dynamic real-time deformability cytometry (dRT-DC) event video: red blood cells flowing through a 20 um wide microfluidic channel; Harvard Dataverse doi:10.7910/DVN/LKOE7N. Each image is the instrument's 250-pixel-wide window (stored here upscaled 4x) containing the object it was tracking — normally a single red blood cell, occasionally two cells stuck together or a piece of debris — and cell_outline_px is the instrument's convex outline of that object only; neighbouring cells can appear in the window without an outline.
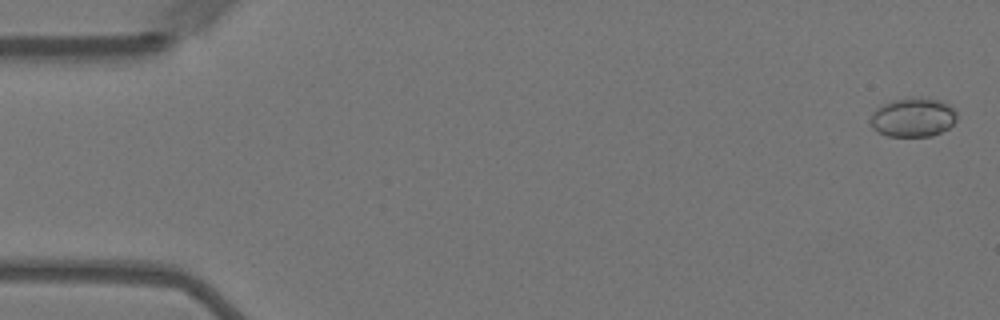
{"species": "Egyptian fruit bat (a non-hibernating species)", "species_latin": "Rousettus aegyptiacus", "temperature_condition": "warm", "stored_images_in_passage": 53, "camera_frame_rate_fps": 3000, "um_per_image_px": 0.085, "animal": {"sex": "female"}, "frame": {"image": 1, "passage_image": 2, "time_ms": 0.333, "image_size_px": [1000, 320], "cell_outline_px": [[956, 120], [948, 128], [932, 136], [888, 136], [872, 128], [868, 120], [876, 108], [892, 100], [912, 96], [940, 100], [948, 104], [956, 112]], "centroid_in_image_um": [77.58, 9.96], "position_along_channel_um": 7.4, "area_um2": 19.77}}
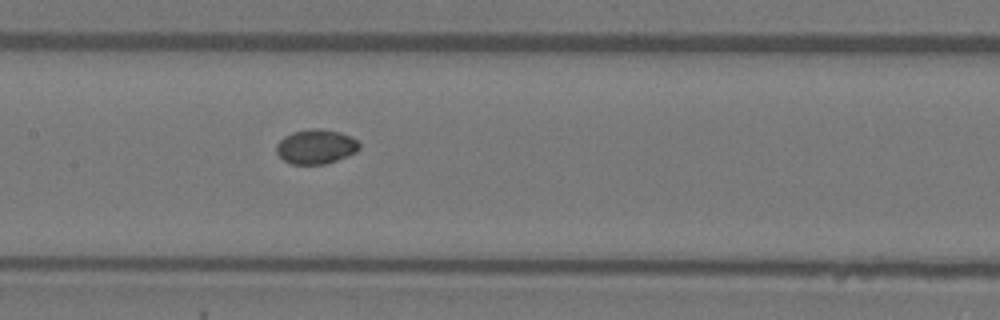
{"frame": {"image": 2, "passage_image": 28, "time_ms": 9.0, "image_size_px": [1000, 320], "cell_outline_px": [[360, 148], [356, 152], [348, 156], [324, 164], [292, 164], [284, 160], [276, 152], [276, 144], [284, 136], [292, 132], [312, 128], [320, 128], [340, 132], [352, 136], [360, 144]], "centroid_in_image_um": [26.86, 12.45], "position_along_channel_um": 180.5, "area_um2": 16.76}}
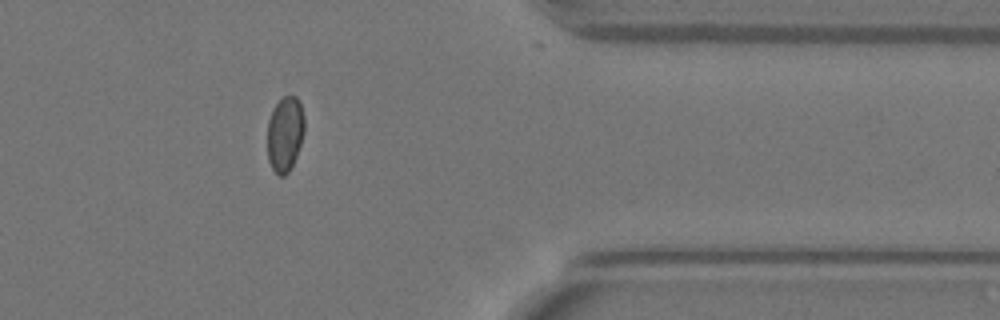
{"frame": {"image": 3, "passage_image": 47, "time_ms": 15.333, "image_size_px": [1000, 320], "cell_outline_px": [[304, 132], [292, 168], [284, 176], [280, 176], [272, 168], [268, 160], [268, 120], [276, 104], [284, 96], [296, 96], [300, 100], [304, 116]], "centroid_in_image_um": [24.24, 11.38], "position_along_channel_um": 387.2, "area_um2": 16.18}}